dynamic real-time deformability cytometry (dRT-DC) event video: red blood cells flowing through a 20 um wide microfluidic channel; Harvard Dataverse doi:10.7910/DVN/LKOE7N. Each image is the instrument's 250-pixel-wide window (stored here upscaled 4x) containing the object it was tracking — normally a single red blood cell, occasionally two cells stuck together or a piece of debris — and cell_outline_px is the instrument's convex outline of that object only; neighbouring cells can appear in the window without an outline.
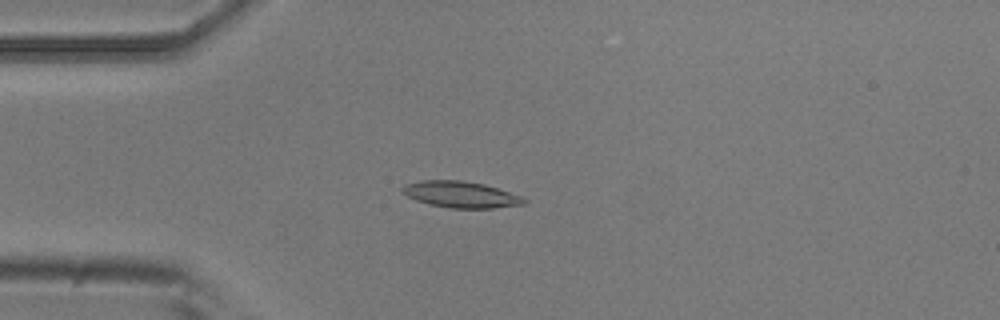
{"species": "common noctule bat (a hibernating species)", "species_latin": "Nyctalus noctula", "temperature_condition": "room temperature", "stored_images_in_passage": 5, "camera_frame_rate_fps": 3000, "um_per_image_px": 0.085, "animal": {"sex": "male", "body_mass_g": 20.5, "forearm_length_mm": 52.5}, "frame": {"image": 1, "passage_image": 3, "time_ms": 3.0, "image_size_px": [1000, 320], "cell_outline_px": [[528, 204], [492, 208], [452, 208], [432, 204], [416, 200], [400, 192], [400, 188], [404, 184], [420, 180], [460, 180], [484, 184], [524, 196], [528, 200]], "centroid_in_image_um": [39.2, 16.52], "position_along_channel_um": 45.8, "area_um2": 18.84}}
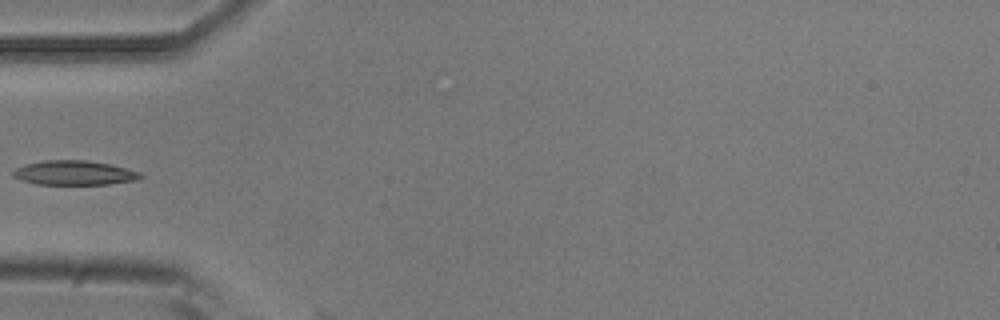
{"frame": {"image": 2, "passage_image": 4, "time_ms": 4.333, "image_size_px": [1000, 320], "cell_outline_px": [[144, 176], [136, 180], [108, 184], [36, 184], [20, 180], [12, 176], [12, 172], [16, 168], [28, 164], [44, 160], [88, 160], [108, 164], [140, 172]], "centroid_in_image_um": [6.29, 14.69], "position_along_channel_um": 78.7, "area_um2": 17.98}}